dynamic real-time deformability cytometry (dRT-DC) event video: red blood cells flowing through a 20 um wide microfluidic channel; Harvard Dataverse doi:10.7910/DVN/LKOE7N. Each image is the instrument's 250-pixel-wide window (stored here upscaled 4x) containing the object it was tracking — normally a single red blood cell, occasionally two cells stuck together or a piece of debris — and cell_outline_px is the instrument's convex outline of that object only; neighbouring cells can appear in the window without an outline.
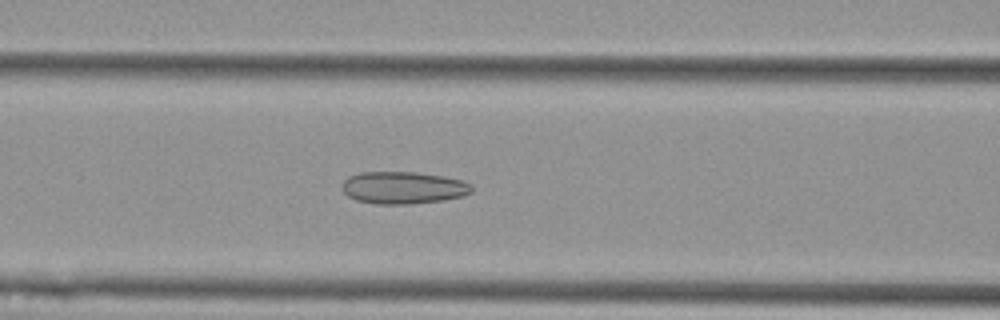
{"species": "Egyptian fruit bat (a non-hibernating species)", "species_latin": "Rousettus aegyptiacus", "temperature_condition": "cold", "stored_images_in_passage": 48, "camera_frame_rate_fps": 3000, "um_per_image_px": 0.085, "animal": {"sex": "female"}, "frame": {"image": 1, "passage_image": 15, "time_ms": 4.667, "image_size_px": [1000, 320], "cell_outline_px": [[472, 192], [464, 196], [444, 200], [412, 204], [376, 204], [356, 200], [348, 196], [340, 188], [344, 180], [348, 176], [360, 172], [416, 172], [444, 176], [464, 180], [472, 184]], "centroid_in_image_um": [34.29, 15.95], "position_along_channel_um": 132.3, "area_um2": 24.74}}
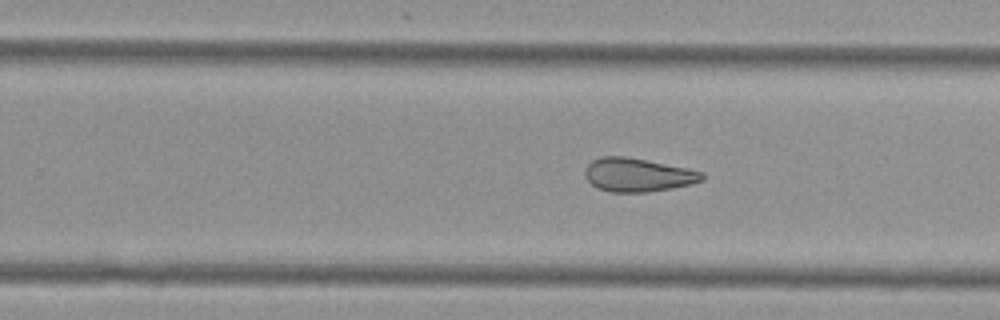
{"frame": {"image": 2, "passage_image": 27, "time_ms": 8.667, "image_size_px": [1000, 320], "cell_outline_px": [[704, 180], [692, 184], [672, 188], [648, 192], [608, 192], [596, 188], [584, 176], [584, 172], [588, 164], [592, 160], [600, 156], [624, 156], [704, 172]], "centroid_in_image_um": [54.18, 14.88], "position_along_channel_um": 275.6, "area_um2": 22.83}}
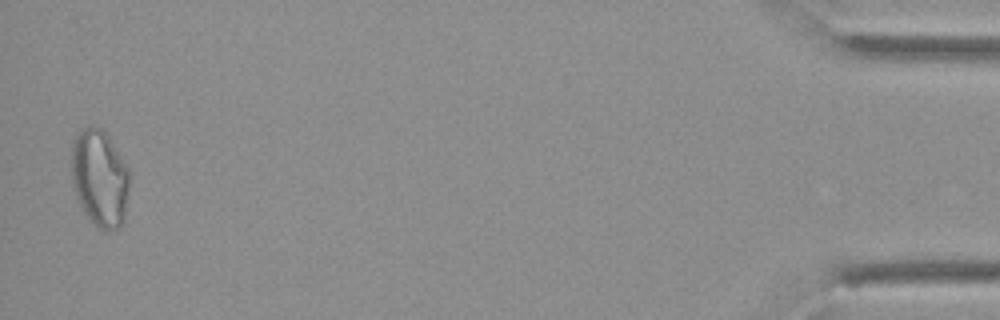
{"frame": {"image": 3, "passage_image": 47, "time_ms": 15.333, "image_size_px": [1000, 320], "cell_outline_px": [[128, 192], [124, 224], [108, 232], [96, 228], [84, 212], [72, 188], [72, 144], [76, 136], [84, 128], [100, 128], [108, 136], [128, 164]], "centroid_in_image_um": [8.49, 15.2], "position_along_channel_um": 426.7, "area_um2": 32.95}, "authors_computed_cell_mechanics": {"area_um2": 25.4898, "velocity_mm_per_s": 3.6007, "shape_relaxation_time_tau1_ms": null, "shape_relaxation_time_tau2_ms": 3.0972, "deformation_change_tau1": null, "deformation_change_tau2": 0.1101}}